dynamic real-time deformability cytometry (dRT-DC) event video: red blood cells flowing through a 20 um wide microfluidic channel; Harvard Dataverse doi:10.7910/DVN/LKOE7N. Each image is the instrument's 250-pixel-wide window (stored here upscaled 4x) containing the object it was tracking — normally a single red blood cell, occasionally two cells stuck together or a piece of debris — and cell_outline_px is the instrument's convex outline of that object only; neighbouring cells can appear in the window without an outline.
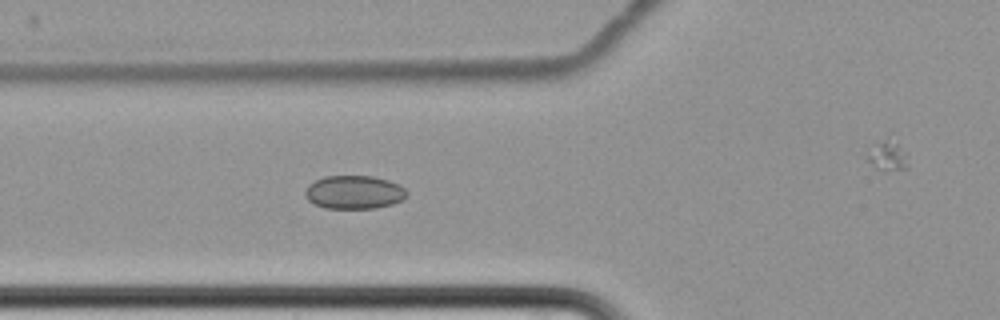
{"species": "common noctule bat (a hibernating species)", "species_latin": "Nyctalus noctula", "temperature_condition": "cold", "stored_images_in_passage": 8, "camera_frame_rate_fps": 3000, "um_per_image_px": 0.085, "animal": {"sex": "female", "body_mass_g": 22.7, "forearm_length_mm": 54.2}, "frame": {"image": 1, "passage_image": 7, "time_ms": 8.0, "image_size_px": [1000, 320], "cell_outline_px": [[408, 192], [400, 200], [392, 204], [376, 208], [324, 208], [308, 200], [304, 196], [304, 192], [308, 184], [324, 176], [372, 176], [388, 180], [400, 184]], "centroid_in_image_um": [30.07, 16.33], "position_along_channel_um": 95.7, "area_um2": 19.77}}